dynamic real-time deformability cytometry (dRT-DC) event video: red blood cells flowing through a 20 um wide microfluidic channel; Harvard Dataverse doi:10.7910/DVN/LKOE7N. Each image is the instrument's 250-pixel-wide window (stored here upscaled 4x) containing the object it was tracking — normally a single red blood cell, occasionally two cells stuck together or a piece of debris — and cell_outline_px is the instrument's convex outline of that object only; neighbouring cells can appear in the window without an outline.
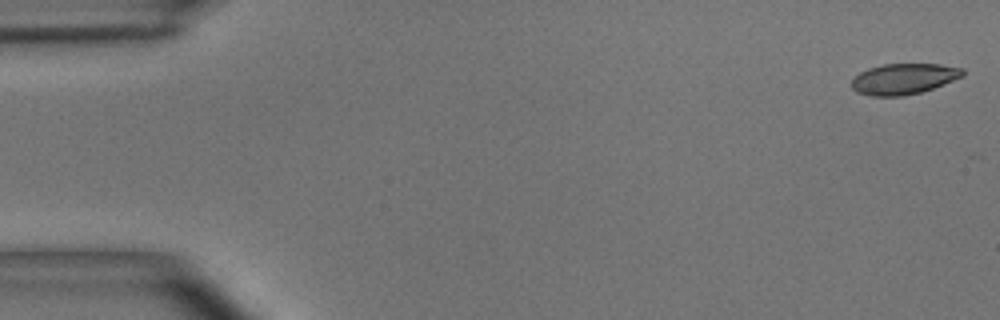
{"species": "common noctule bat (a hibernating species)", "species_latin": "Nyctalus noctula", "temperature_condition": "room temperature", "stored_images_in_passage": 17, "camera_frame_rate_fps": 3000, "um_per_image_px": 0.085, "animal": {"sex": "male", "body_mass_g": 15.6}, "frame": {"image": 1, "passage_image": 1, "time_ms": 0.0, "image_size_px": [1000, 320], "cell_outline_px": [[964, 76], [944, 84], [920, 92], [904, 96], [872, 96], [856, 92], [852, 88], [852, 80], [860, 72], [868, 68], [884, 64], [940, 64], [964, 68]], "centroid_in_image_um": [76.83, 6.7], "position_along_channel_um": 8.2, "area_um2": 19.94}}